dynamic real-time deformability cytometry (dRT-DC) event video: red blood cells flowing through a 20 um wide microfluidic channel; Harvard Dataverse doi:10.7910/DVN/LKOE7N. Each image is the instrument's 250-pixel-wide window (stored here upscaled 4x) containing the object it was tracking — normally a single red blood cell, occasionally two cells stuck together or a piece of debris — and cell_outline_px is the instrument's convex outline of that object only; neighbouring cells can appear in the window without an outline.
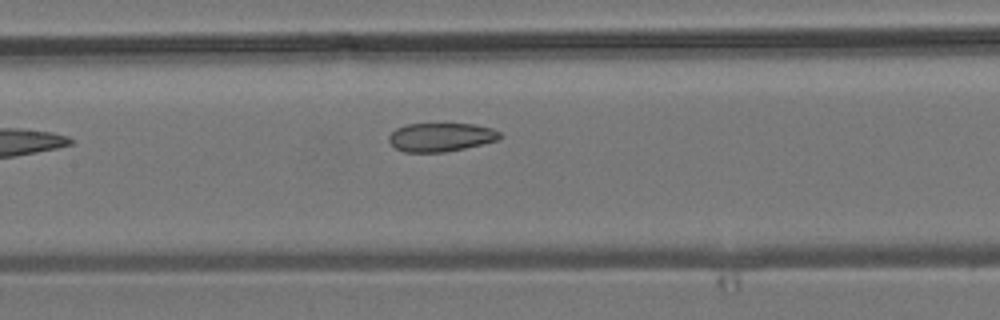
{"species": "common noctule bat (a hibernating species)", "species_latin": "Nyctalus noctula", "temperature_condition": "room temperature", "stored_images_in_passage": 7, "camera_frame_rate_fps": 3000, "um_per_image_px": 0.085, "animal": {"sex": "male", "body_mass_g": 19.2, "forearm_length_mm": 51.8}, "frame": {"image": 1, "passage_image": 7, "time_ms": 7.0, "image_size_px": [1000, 320], "cell_outline_px": [[500, 136], [496, 140], [464, 148], [444, 152], [404, 152], [396, 148], [388, 140], [388, 136], [396, 128], [404, 124], [476, 124], [492, 128], [500, 132]], "centroid_in_image_um": [37.43, 11.65], "position_along_channel_um": 170.0, "area_um2": 18.38}}